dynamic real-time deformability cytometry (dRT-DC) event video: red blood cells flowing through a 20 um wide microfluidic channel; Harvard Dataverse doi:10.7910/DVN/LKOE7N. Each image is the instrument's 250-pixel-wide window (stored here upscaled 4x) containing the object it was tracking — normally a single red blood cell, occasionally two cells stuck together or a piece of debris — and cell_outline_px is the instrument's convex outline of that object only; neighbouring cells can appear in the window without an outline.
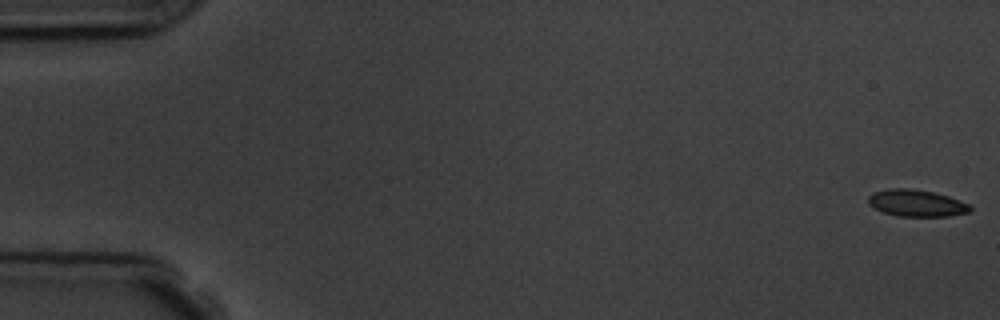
{"species": "common noctule bat (a hibernating species)", "species_latin": "Nyctalus noctula", "temperature_condition": "room temperature", "stored_images_in_passage": 8, "camera_frame_rate_fps": 3000, "um_per_image_px": 0.085, "animal": {"sex": "male", "body_mass_g": 19.5, "forearm_length_mm": 54.6}, "frame": {"image": 1, "passage_image": 1, "time_ms": 0.0, "image_size_px": [1000, 320], "cell_outline_px": [[972, 208], [968, 212], [948, 216], [896, 216], [884, 212], [868, 204], [868, 196], [872, 192], [892, 188], [908, 188], [932, 192], [948, 196], [960, 200], [968, 204]], "centroid_in_image_um": [77.88, 17.26], "position_along_channel_um": 7.1, "area_um2": 15.78}}
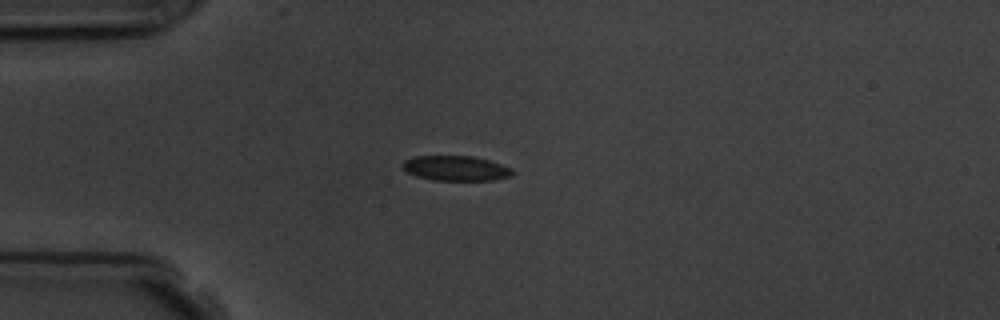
{"frame": {"image": 2, "passage_image": 5, "time_ms": 4.667, "image_size_px": [1000, 320], "cell_outline_px": [[512, 176], [492, 180], [432, 180], [416, 176], [400, 168], [400, 164], [404, 160], [416, 156], [472, 156], [488, 160], [512, 168]], "centroid_in_image_um": [38.69, 14.3], "position_along_channel_um": 46.3, "area_um2": 16.01}}